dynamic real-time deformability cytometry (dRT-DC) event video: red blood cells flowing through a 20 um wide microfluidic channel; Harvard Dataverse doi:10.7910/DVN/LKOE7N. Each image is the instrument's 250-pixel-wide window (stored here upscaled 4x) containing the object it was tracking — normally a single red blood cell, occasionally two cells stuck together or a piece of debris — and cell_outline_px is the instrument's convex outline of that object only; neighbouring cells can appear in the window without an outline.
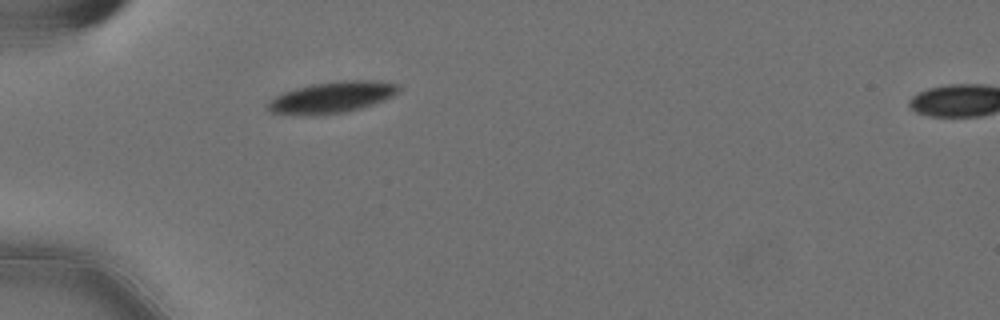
{"species": "Egyptian fruit bat (a non-hibernating species)", "species_latin": "Rousettus aegyptiacus", "temperature_condition": "cold", "stored_images_in_passage": 40, "camera_frame_rate_fps": 3000, "um_per_image_px": 0.085, "animal": {"sex": "female"}, "frame": {"image": 1, "passage_image": 1, "time_ms": 0.0, "image_size_px": [1000, 320], "cell_outline_px": [[400, 88], [392, 96], [384, 100], [360, 108], [344, 112], [316, 116], [308, 116], [272, 112], [268, 108], [268, 100], [284, 92], [296, 88], [312, 84], [344, 80], [380, 80], [396, 84]], "centroid_in_image_um": [28.21, 8.27], "position_along_channel_um": 56.8, "area_um2": 23.76}}
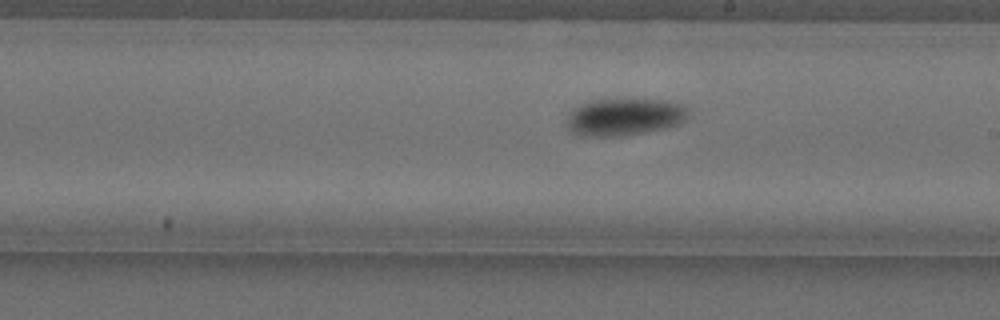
{"frame": {"image": 2, "passage_image": 17, "time_ms": 5.333, "image_size_px": [1000, 320], "cell_outline_px": [[688, 116], [684, 120], [676, 124], [664, 128], [624, 136], [588, 136], [572, 132], [564, 124], [568, 116], [580, 104], [596, 100], [660, 100], [684, 104], [688, 108]], "centroid_in_image_um": [53.08, 9.95], "position_along_channel_um": 235.9, "area_um2": 26.01}}
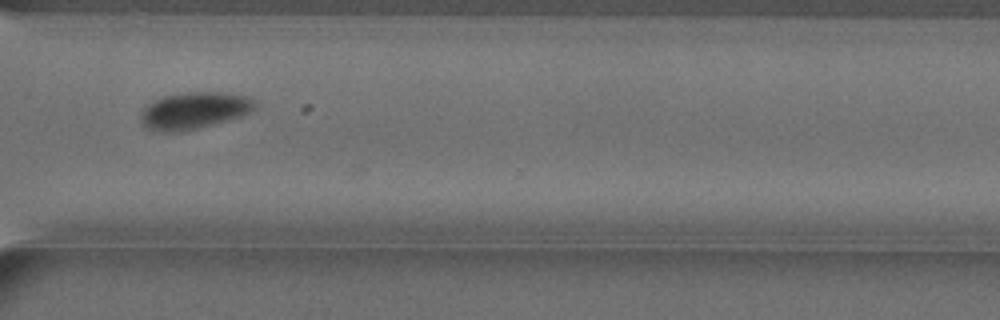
{"frame": {"image": 3, "passage_image": 27, "time_ms": 8.667, "image_size_px": [1000, 320], "cell_outline_px": [[256, 108], [252, 112], [240, 116], [184, 132], [160, 132], [148, 128], [140, 124], [140, 116], [144, 108], [148, 104], [164, 96], [188, 92], [228, 92], [248, 96], [256, 100]], "centroid_in_image_um": [16.53, 9.4], "position_along_channel_um": 354.1, "area_um2": 24.68}, "authors_computed_cell_mechanics": {"area_um2": 25.0274, "velocity_mm_per_s": 3.5591, "shape_relaxation_time_tau1_ms": 2.6964, "shape_relaxation_time_tau2_ms": null, "deformation_change_tau1": 0.1014, "deformation_change_tau2": null}}